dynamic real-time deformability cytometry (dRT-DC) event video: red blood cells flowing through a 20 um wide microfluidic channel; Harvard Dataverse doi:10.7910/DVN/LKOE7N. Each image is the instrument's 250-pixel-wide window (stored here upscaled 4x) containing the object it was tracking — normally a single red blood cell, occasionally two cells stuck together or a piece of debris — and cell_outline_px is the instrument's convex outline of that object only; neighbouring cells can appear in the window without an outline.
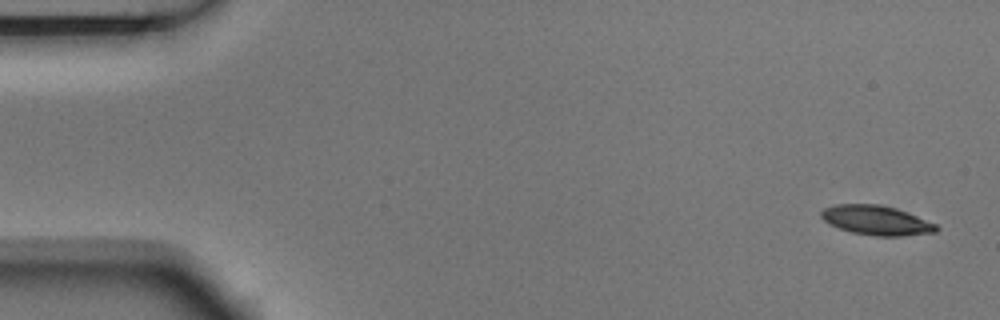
{"species": "Egyptian fruit bat (a non-hibernating species)", "species_latin": "Rousettus aegyptiacus", "temperature_condition": "room temperature", "stored_images_in_passage": 6, "camera_frame_rate_fps": 3000, "um_per_image_px": 0.085, "animal": {"sex": "male"}, "frame": {"image": 1, "passage_image": 1, "time_ms": 0.0, "image_size_px": [1000, 320], "cell_outline_px": [[940, 228], [936, 232], [900, 236], [876, 236], [852, 232], [840, 228], [824, 220], [820, 216], [820, 212], [824, 208], [836, 204], [880, 204], [896, 208], [936, 224]], "centroid_in_image_um": [74.49, 18.72], "position_along_channel_um": 10.5, "area_um2": 19.59}}
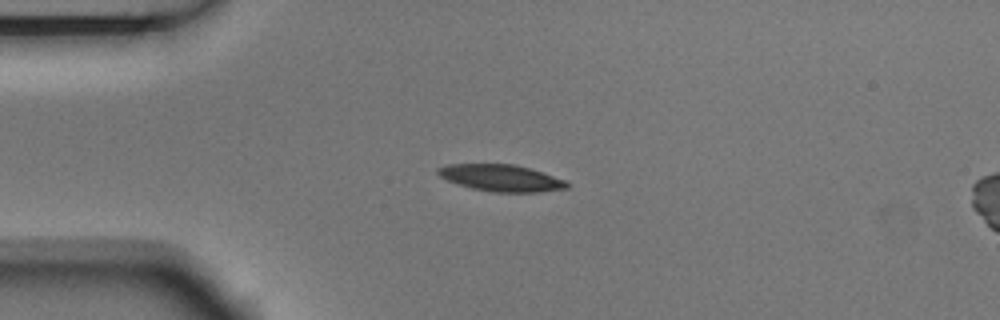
{"frame": {"image": 2, "passage_image": 4, "time_ms": 1.0, "image_size_px": [1000, 320], "cell_outline_px": [[568, 188], [540, 192], [496, 192], [472, 188], [448, 180], [440, 176], [436, 172], [436, 168], [448, 164], [516, 164], [564, 180], [568, 184]], "centroid_in_image_um": [42.57, 15.12], "position_along_channel_um": 42.4, "area_um2": 19.77}}
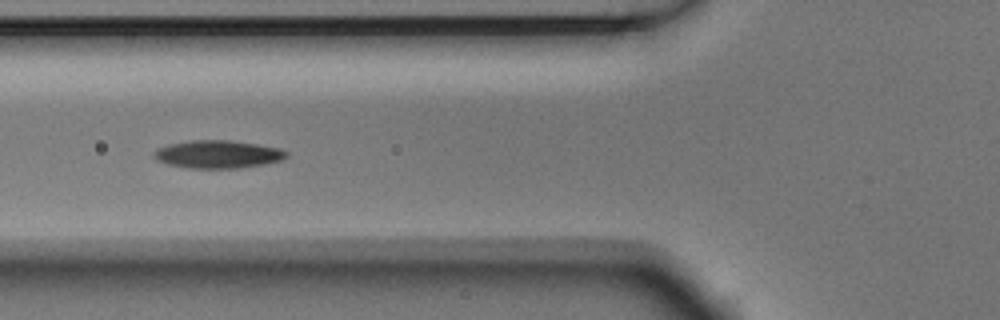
{"frame": {"image": 3, "passage_image": 6, "time_ms": 1.667, "image_size_px": [1000, 320], "cell_outline_px": [[288, 156], [280, 160], [240, 168], [188, 168], [168, 164], [156, 160], [152, 156], [152, 152], [156, 148], [168, 144], [192, 140], [228, 140], [256, 144], [280, 148], [288, 152]], "centroid_in_image_um": [18.45, 13.11], "position_along_channel_um": 107.3, "area_um2": 21.5}}